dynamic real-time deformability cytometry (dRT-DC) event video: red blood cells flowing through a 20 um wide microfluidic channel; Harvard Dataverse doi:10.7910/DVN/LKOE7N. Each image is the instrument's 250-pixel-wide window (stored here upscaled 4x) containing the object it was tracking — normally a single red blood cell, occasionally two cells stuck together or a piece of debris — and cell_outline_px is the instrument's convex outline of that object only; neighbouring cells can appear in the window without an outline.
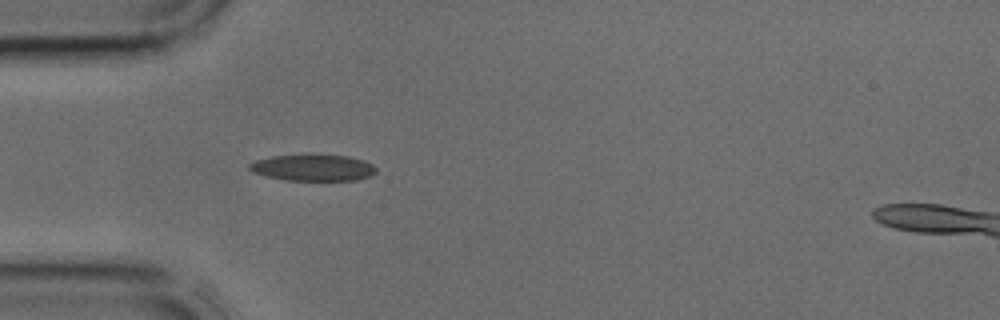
{"species": "common noctule bat (a hibernating species)", "species_latin": "Nyctalus noctula", "temperature_condition": "cold", "stored_images_in_passage": 4, "camera_frame_rate_fps": 3000, "um_per_image_px": 0.085, "animal": {"sex": "male", "body_mass_g": 17.9, "forearm_length_mm": 54.2}, "frame": {"image": 1, "passage_image": 4, "time_ms": 1.0, "image_size_px": [1000, 320], "cell_outline_px": [[376, 172], [372, 176], [356, 180], [284, 180], [252, 172], [248, 168], [248, 164], [256, 160], [272, 156], [304, 152], [312, 152], [348, 156], [364, 160], [372, 164], [376, 168]], "centroid_in_image_um": [26.61, 14.21], "position_along_channel_um": 58.4, "area_um2": 20.35}}